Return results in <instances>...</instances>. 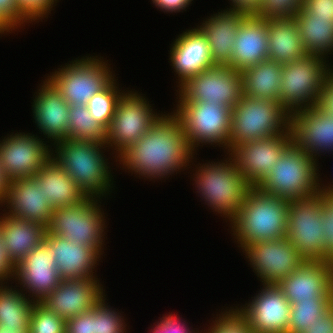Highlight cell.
Returning a JSON list of instances; mask_svg holds the SVG:
<instances>
[{
	"label": "cell",
	"instance_id": "obj_41",
	"mask_svg": "<svg viewBox=\"0 0 333 333\" xmlns=\"http://www.w3.org/2000/svg\"><path fill=\"white\" fill-rule=\"evenodd\" d=\"M20 12V26L46 18L58 0H16Z\"/></svg>",
	"mask_w": 333,
	"mask_h": 333
},
{
	"label": "cell",
	"instance_id": "obj_23",
	"mask_svg": "<svg viewBox=\"0 0 333 333\" xmlns=\"http://www.w3.org/2000/svg\"><path fill=\"white\" fill-rule=\"evenodd\" d=\"M37 92L32 110L41 134L43 132L45 138L53 143L67 139L70 105L47 78Z\"/></svg>",
	"mask_w": 333,
	"mask_h": 333
},
{
	"label": "cell",
	"instance_id": "obj_32",
	"mask_svg": "<svg viewBox=\"0 0 333 333\" xmlns=\"http://www.w3.org/2000/svg\"><path fill=\"white\" fill-rule=\"evenodd\" d=\"M293 18L305 52L326 60L333 52V17H312L302 7Z\"/></svg>",
	"mask_w": 333,
	"mask_h": 333
},
{
	"label": "cell",
	"instance_id": "obj_11",
	"mask_svg": "<svg viewBox=\"0 0 333 333\" xmlns=\"http://www.w3.org/2000/svg\"><path fill=\"white\" fill-rule=\"evenodd\" d=\"M321 214L322 192L289 201L286 237L305 261H323L325 241Z\"/></svg>",
	"mask_w": 333,
	"mask_h": 333
},
{
	"label": "cell",
	"instance_id": "obj_39",
	"mask_svg": "<svg viewBox=\"0 0 333 333\" xmlns=\"http://www.w3.org/2000/svg\"><path fill=\"white\" fill-rule=\"evenodd\" d=\"M228 311H221L208 327V331L203 333H251L247 325L246 319L237 311V309L230 307ZM201 333V332H200Z\"/></svg>",
	"mask_w": 333,
	"mask_h": 333
},
{
	"label": "cell",
	"instance_id": "obj_55",
	"mask_svg": "<svg viewBox=\"0 0 333 333\" xmlns=\"http://www.w3.org/2000/svg\"><path fill=\"white\" fill-rule=\"evenodd\" d=\"M156 326V327H155ZM153 326V329H151L150 332L153 333H168L166 330H164L158 323Z\"/></svg>",
	"mask_w": 333,
	"mask_h": 333
},
{
	"label": "cell",
	"instance_id": "obj_34",
	"mask_svg": "<svg viewBox=\"0 0 333 333\" xmlns=\"http://www.w3.org/2000/svg\"><path fill=\"white\" fill-rule=\"evenodd\" d=\"M67 139L106 143L107 130L90 114L86 105H70Z\"/></svg>",
	"mask_w": 333,
	"mask_h": 333
},
{
	"label": "cell",
	"instance_id": "obj_17",
	"mask_svg": "<svg viewBox=\"0 0 333 333\" xmlns=\"http://www.w3.org/2000/svg\"><path fill=\"white\" fill-rule=\"evenodd\" d=\"M261 293L236 307L251 333H288L291 304L276 284H262ZM247 305V306H246Z\"/></svg>",
	"mask_w": 333,
	"mask_h": 333
},
{
	"label": "cell",
	"instance_id": "obj_37",
	"mask_svg": "<svg viewBox=\"0 0 333 333\" xmlns=\"http://www.w3.org/2000/svg\"><path fill=\"white\" fill-rule=\"evenodd\" d=\"M66 321L41 302H35L28 333H65Z\"/></svg>",
	"mask_w": 333,
	"mask_h": 333
},
{
	"label": "cell",
	"instance_id": "obj_24",
	"mask_svg": "<svg viewBox=\"0 0 333 333\" xmlns=\"http://www.w3.org/2000/svg\"><path fill=\"white\" fill-rule=\"evenodd\" d=\"M170 48V62L178 74V87L187 79L213 65L206 37L198 28L183 31Z\"/></svg>",
	"mask_w": 333,
	"mask_h": 333
},
{
	"label": "cell",
	"instance_id": "obj_53",
	"mask_svg": "<svg viewBox=\"0 0 333 333\" xmlns=\"http://www.w3.org/2000/svg\"><path fill=\"white\" fill-rule=\"evenodd\" d=\"M12 30L13 29L0 17V35L3 33L6 34Z\"/></svg>",
	"mask_w": 333,
	"mask_h": 333
},
{
	"label": "cell",
	"instance_id": "obj_28",
	"mask_svg": "<svg viewBox=\"0 0 333 333\" xmlns=\"http://www.w3.org/2000/svg\"><path fill=\"white\" fill-rule=\"evenodd\" d=\"M0 217V234L4 240L6 251L15 265L45 237L47 228L37 222L20 219L5 213Z\"/></svg>",
	"mask_w": 333,
	"mask_h": 333
},
{
	"label": "cell",
	"instance_id": "obj_8",
	"mask_svg": "<svg viewBox=\"0 0 333 333\" xmlns=\"http://www.w3.org/2000/svg\"><path fill=\"white\" fill-rule=\"evenodd\" d=\"M98 201L87 197L80 204L53 209L47 232L92 247L102 255L106 221Z\"/></svg>",
	"mask_w": 333,
	"mask_h": 333
},
{
	"label": "cell",
	"instance_id": "obj_3",
	"mask_svg": "<svg viewBox=\"0 0 333 333\" xmlns=\"http://www.w3.org/2000/svg\"><path fill=\"white\" fill-rule=\"evenodd\" d=\"M52 145L55 150L52 149L51 158L75 181L86 197L101 199L111 192L113 176L108 159H104L105 143L65 139Z\"/></svg>",
	"mask_w": 333,
	"mask_h": 333
},
{
	"label": "cell",
	"instance_id": "obj_18",
	"mask_svg": "<svg viewBox=\"0 0 333 333\" xmlns=\"http://www.w3.org/2000/svg\"><path fill=\"white\" fill-rule=\"evenodd\" d=\"M98 278L62 279L41 303L65 321L90 311L106 296Z\"/></svg>",
	"mask_w": 333,
	"mask_h": 333
},
{
	"label": "cell",
	"instance_id": "obj_47",
	"mask_svg": "<svg viewBox=\"0 0 333 333\" xmlns=\"http://www.w3.org/2000/svg\"><path fill=\"white\" fill-rule=\"evenodd\" d=\"M16 265L13 263L9 257L3 238L0 234V283H3L4 280L10 281L15 277ZM13 276V277H12Z\"/></svg>",
	"mask_w": 333,
	"mask_h": 333
},
{
	"label": "cell",
	"instance_id": "obj_25",
	"mask_svg": "<svg viewBox=\"0 0 333 333\" xmlns=\"http://www.w3.org/2000/svg\"><path fill=\"white\" fill-rule=\"evenodd\" d=\"M44 242L51 250L62 279L95 277L93 269L97 267L96 265L101 259V255L95 249L78 245L67 238L50 234L47 231Z\"/></svg>",
	"mask_w": 333,
	"mask_h": 333
},
{
	"label": "cell",
	"instance_id": "obj_52",
	"mask_svg": "<svg viewBox=\"0 0 333 333\" xmlns=\"http://www.w3.org/2000/svg\"><path fill=\"white\" fill-rule=\"evenodd\" d=\"M10 180L6 177V173L2 169L0 163V204L3 201L6 191L8 190Z\"/></svg>",
	"mask_w": 333,
	"mask_h": 333
},
{
	"label": "cell",
	"instance_id": "obj_35",
	"mask_svg": "<svg viewBox=\"0 0 333 333\" xmlns=\"http://www.w3.org/2000/svg\"><path fill=\"white\" fill-rule=\"evenodd\" d=\"M333 305V298H314L291 304L288 333H304Z\"/></svg>",
	"mask_w": 333,
	"mask_h": 333
},
{
	"label": "cell",
	"instance_id": "obj_12",
	"mask_svg": "<svg viewBox=\"0 0 333 333\" xmlns=\"http://www.w3.org/2000/svg\"><path fill=\"white\" fill-rule=\"evenodd\" d=\"M149 103L136 91H125L119 97L105 143L112 150L114 147L118 153L115 156L138 141L163 116L157 115Z\"/></svg>",
	"mask_w": 333,
	"mask_h": 333
},
{
	"label": "cell",
	"instance_id": "obj_14",
	"mask_svg": "<svg viewBox=\"0 0 333 333\" xmlns=\"http://www.w3.org/2000/svg\"><path fill=\"white\" fill-rule=\"evenodd\" d=\"M242 250L263 284H276L297 270L305 261L287 237L254 242Z\"/></svg>",
	"mask_w": 333,
	"mask_h": 333
},
{
	"label": "cell",
	"instance_id": "obj_50",
	"mask_svg": "<svg viewBox=\"0 0 333 333\" xmlns=\"http://www.w3.org/2000/svg\"><path fill=\"white\" fill-rule=\"evenodd\" d=\"M231 8L227 10L236 11L250 15H257L260 9L261 0H230Z\"/></svg>",
	"mask_w": 333,
	"mask_h": 333
},
{
	"label": "cell",
	"instance_id": "obj_48",
	"mask_svg": "<svg viewBox=\"0 0 333 333\" xmlns=\"http://www.w3.org/2000/svg\"><path fill=\"white\" fill-rule=\"evenodd\" d=\"M175 314L170 313L169 315H164L159 322H157L166 332L168 333H200L197 330L189 329L185 323H181V319ZM180 319V320H179Z\"/></svg>",
	"mask_w": 333,
	"mask_h": 333
},
{
	"label": "cell",
	"instance_id": "obj_7",
	"mask_svg": "<svg viewBox=\"0 0 333 333\" xmlns=\"http://www.w3.org/2000/svg\"><path fill=\"white\" fill-rule=\"evenodd\" d=\"M327 62L321 57L307 54L301 59L282 64L279 102L289 114L317 104L323 81L332 68Z\"/></svg>",
	"mask_w": 333,
	"mask_h": 333
},
{
	"label": "cell",
	"instance_id": "obj_10",
	"mask_svg": "<svg viewBox=\"0 0 333 333\" xmlns=\"http://www.w3.org/2000/svg\"><path fill=\"white\" fill-rule=\"evenodd\" d=\"M97 57L85 56L72 60L70 64L61 66L58 71L47 76L69 105H87L93 95L115 78L108 62H103V57Z\"/></svg>",
	"mask_w": 333,
	"mask_h": 333
},
{
	"label": "cell",
	"instance_id": "obj_56",
	"mask_svg": "<svg viewBox=\"0 0 333 333\" xmlns=\"http://www.w3.org/2000/svg\"><path fill=\"white\" fill-rule=\"evenodd\" d=\"M0 333H14V332L0 328Z\"/></svg>",
	"mask_w": 333,
	"mask_h": 333
},
{
	"label": "cell",
	"instance_id": "obj_43",
	"mask_svg": "<svg viewBox=\"0 0 333 333\" xmlns=\"http://www.w3.org/2000/svg\"><path fill=\"white\" fill-rule=\"evenodd\" d=\"M65 333H96L95 306L90 311L66 320Z\"/></svg>",
	"mask_w": 333,
	"mask_h": 333
},
{
	"label": "cell",
	"instance_id": "obj_33",
	"mask_svg": "<svg viewBox=\"0 0 333 333\" xmlns=\"http://www.w3.org/2000/svg\"><path fill=\"white\" fill-rule=\"evenodd\" d=\"M4 284L0 283V328L14 333H28L35 302L22 290Z\"/></svg>",
	"mask_w": 333,
	"mask_h": 333
},
{
	"label": "cell",
	"instance_id": "obj_46",
	"mask_svg": "<svg viewBox=\"0 0 333 333\" xmlns=\"http://www.w3.org/2000/svg\"><path fill=\"white\" fill-rule=\"evenodd\" d=\"M303 8L312 17H333V0H304Z\"/></svg>",
	"mask_w": 333,
	"mask_h": 333
},
{
	"label": "cell",
	"instance_id": "obj_4",
	"mask_svg": "<svg viewBox=\"0 0 333 333\" xmlns=\"http://www.w3.org/2000/svg\"><path fill=\"white\" fill-rule=\"evenodd\" d=\"M317 166L316 160L292 142L256 187L288 201L312 197L322 192Z\"/></svg>",
	"mask_w": 333,
	"mask_h": 333
},
{
	"label": "cell",
	"instance_id": "obj_42",
	"mask_svg": "<svg viewBox=\"0 0 333 333\" xmlns=\"http://www.w3.org/2000/svg\"><path fill=\"white\" fill-rule=\"evenodd\" d=\"M323 261L333 263V201L322 192Z\"/></svg>",
	"mask_w": 333,
	"mask_h": 333
},
{
	"label": "cell",
	"instance_id": "obj_2",
	"mask_svg": "<svg viewBox=\"0 0 333 333\" xmlns=\"http://www.w3.org/2000/svg\"><path fill=\"white\" fill-rule=\"evenodd\" d=\"M288 212V200L252 187L230 223L238 247L286 237Z\"/></svg>",
	"mask_w": 333,
	"mask_h": 333
},
{
	"label": "cell",
	"instance_id": "obj_21",
	"mask_svg": "<svg viewBox=\"0 0 333 333\" xmlns=\"http://www.w3.org/2000/svg\"><path fill=\"white\" fill-rule=\"evenodd\" d=\"M289 129L292 142L314 160L319 153L333 152V116L316 106L290 114Z\"/></svg>",
	"mask_w": 333,
	"mask_h": 333
},
{
	"label": "cell",
	"instance_id": "obj_26",
	"mask_svg": "<svg viewBox=\"0 0 333 333\" xmlns=\"http://www.w3.org/2000/svg\"><path fill=\"white\" fill-rule=\"evenodd\" d=\"M247 16V14L226 9L203 20L202 25L197 26L207 39L213 65L229 66L231 64L237 31Z\"/></svg>",
	"mask_w": 333,
	"mask_h": 333
},
{
	"label": "cell",
	"instance_id": "obj_44",
	"mask_svg": "<svg viewBox=\"0 0 333 333\" xmlns=\"http://www.w3.org/2000/svg\"><path fill=\"white\" fill-rule=\"evenodd\" d=\"M319 110L333 116V72L324 79L319 99L315 105Z\"/></svg>",
	"mask_w": 333,
	"mask_h": 333
},
{
	"label": "cell",
	"instance_id": "obj_31",
	"mask_svg": "<svg viewBox=\"0 0 333 333\" xmlns=\"http://www.w3.org/2000/svg\"><path fill=\"white\" fill-rule=\"evenodd\" d=\"M242 95L248 98L279 101L282 64L266 59L241 71Z\"/></svg>",
	"mask_w": 333,
	"mask_h": 333
},
{
	"label": "cell",
	"instance_id": "obj_54",
	"mask_svg": "<svg viewBox=\"0 0 333 333\" xmlns=\"http://www.w3.org/2000/svg\"><path fill=\"white\" fill-rule=\"evenodd\" d=\"M321 191L326 195V196H328L329 194H332L333 193V185H327V186H325L324 184H323V186L321 187Z\"/></svg>",
	"mask_w": 333,
	"mask_h": 333
},
{
	"label": "cell",
	"instance_id": "obj_20",
	"mask_svg": "<svg viewBox=\"0 0 333 333\" xmlns=\"http://www.w3.org/2000/svg\"><path fill=\"white\" fill-rule=\"evenodd\" d=\"M276 285L290 304L314 298H333V263L304 261Z\"/></svg>",
	"mask_w": 333,
	"mask_h": 333
},
{
	"label": "cell",
	"instance_id": "obj_40",
	"mask_svg": "<svg viewBox=\"0 0 333 333\" xmlns=\"http://www.w3.org/2000/svg\"><path fill=\"white\" fill-rule=\"evenodd\" d=\"M304 0H261L257 17L292 18L303 7Z\"/></svg>",
	"mask_w": 333,
	"mask_h": 333
},
{
	"label": "cell",
	"instance_id": "obj_1",
	"mask_svg": "<svg viewBox=\"0 0 333 333\" xmlns=\"http://www.w3.org/2000/svg\"><path fill=\"white\" fill-rule=\"evenodd\" d=\"M193 155L182 122L173 113H165L138 141L117 156L116 162L119 161L123 169L151 180L177 174L189 166Z\"/></svg>",
	"mask_w": 333,
	"mask_h": 333
},
{
	"label": "cell",
	"instance_id": "obj_5",
	"mask_svg": "<svg viewBox=\"0 0 333 333\" xmlns=\"http://www.w3.org/2000/svg\"><path fill=\"white\" fill-rule=\"evenodd\" d=\"M228 156L223 160L225 162L199 164L194 181L202 200L231 222L252 186L239 172L233 158Z\"/></svg>",
	"mask_w": 333,
	"mask_h": 333
},
{
	"label": "cell",
	"instance_id": "obj_27",
	"mask_svg": "<svg viewBox=\"0 0 333 333\" xmlns=\"http://www.w3.org/2000/svg\"><path fill=\"white\" fill-rule=\"evenodd\" d=\"M268 59V24L256 15L247 16L237 31L231 68L242 71Z\"/></svg>",
	"mask_w": 333,
	"mask_h": 333
},
{
	"label": "cell",
	"instance_id": "obj_36",
	"mask_svg": "<svg viewBox=\"0 0 333 333\" xmlns=\"http://www.w3.org/2000/svg\"><path fill=\"white\" fill-rule=\"evenodd\" d=\"M115 81L114 78L103 90L93 95L86 105L90 114L106 130L111 125L118 99L124 92L119 90Z\"/></svg>",
	"mask_w": 333,
	"mask_h": 333
},
{
	"label": "cell",
	"instance_id": "obj_51",
	"mask_svg": "<svg viewBox=\"0 0 333 333\" xmlns=\"http://www.w3.org/2000/svg\"><path fill=\"white\" fill-rule=\"evenodd\" d=\"M193 0H152L153 4L162 11L174 13L181 12L185 10L188 5L191 4Z\"/></svg>",
	"mask_w": 333,
	"mask_h": 333
},
{
	"label": "cell",
	"instance_id": "obj_22",
	"mask_svg": "<svg viewBox=\"0 0 333 333\" xmlns=\"http://www.w3.org/2000/svg\"><path fill=\"white\" fill-rule=\"evenodd\" d=\"M3 204L8 206L7 215L37 222L46 228L51 221L53 209L34 176L11 180L0 205Z\"/></svg>",
	"mask_w": 333,
	"mask_h": 333
},
{
	"label": "cell",
	"instance_id": "obj_13",
	"mask_svg": "<svg viewBox=\"0 0 333 333\" xmlns=\"http://www.w3.org/2000/svg\"><path fill=\"white\" fill-rule=\"evenodd\" d=\"M178 90V102H213L233 108L242 96L241 71L214 65L187 79Z\"/></svg>",
	"mask_w": 333,
	"mask_h": 333
},
{
	"label": "cell",
	"instance_id": "obj_6",
	"mask_svg": "<svg viewBox=\"0 0 333 333\" xmlns=\"http://www.w3.org/2000/svg\"><path fill=\"white\" fill-rule=\"evenodd\" d=\"M290 114L279 101L244 95L231 110L228 153L238 144L280 135L289 130Z\"/></svg>",
	"mask_w": 333,
	"mask_h": 333
},
{
	"label": "cell",
	"instance_id": "obj_30",
	"mask_svg": "<svg viewBox=\"0 0 333 333\" xmlns=\"http://www.w3.org/2000/svg\"><path fill=\"white\" fill-rule=\"evenodd\" d=\"M268 59L280 64L293 62L307 55L295 19L269 18Z\"/></svg>",
	"mask_w": 333,
	"mask_h": 333
},
{
	"label": "cell",
	"instance_id": "obj_38",
	"mask_svg": "<svg viewBox=\"0 0 333 333\" xmlns=\"http://www.w3.org/2000/svg\"><path fill=\"white\" fill-rule=\"evenodd\" d=\"M104 296L95 305V328L96 333H126V324L123 316H120L116 310H112L108 303L106 304ZM118 312V313H117ZM126 330V331H125Z\"/></svg>",
	"mask_w": 333,
	"mask_h": 333
},
{
	"label": "cell",
	"instance_id": "obj_45",
	"mask_svg": "<svg viewBox=\"0 0 333 333\" xmlns=\"http://www.w3.org/2000/svg\"><path fill=\"white\" fill-rule=\"evenodd\" d=\"M0 17L13 29L20 27V12L16 0H0Z\"/></svg>",
	"mask_w": 333,
	"mask_h": 333
},
{
	"label": "cell",
	"instance_id": "obj_19",
	"mask_svg": "<svg viewBox=\"0 0 333 333\" xmlns=\"http://www.w3.org/2000/svg\"><path fill=\"white\" fill-rule=\"evenodd\" d=\"M15 281L34 302L43 301L62 280L49 246L43 241L16 265ZM31 293V294H30ZM31 295V296H30ZM35 297V298H34Z\"/></svg>",
	"mask_w": 333,
	"mask_h": 333
},
{
	"label": "cell",
	"instance_id": "obj_16",
	"mask_svg": "<svg viewBox=\"0 0 333 333\" xmlns=\"http://www.w3.org/2000/svg\"><path fill=\"white\" fill-rule=\"evenodd\" d=\"M291 143L292 135L289 129L280 135L240 143L229 155L247 182L256 187L269 174Z\"/></svg>",
	"mask_w": 333,
	"mask_h": 333
},
{
	"label": "cell",
	"instance_id": "obj_49",
	"mask_svg": "<svg viewBox=\"0 0 333 333\" xmlns=\"http://www.w3.org/2000/svg\"><path fill=\"white\" fill-rule=\"evenodd\" d=\"M304 333H333V305L308 326Z\"/></svg>",
	"mask_w": 333,
	"mask_h": 333
},
{
	"label": "cell",
	"instance_id": "obj_9",
	"mask_svg": "<svg viewBox=\"0 0 333 333\" xmlns=\"http://www.w3.org/2000/svg\"><path fill=\"white\" fill-rule=\"evenodd\" d=\"M172 112L181 122L186 139L196 151L200 144L221 145L228 151L232 108L213 102H178ZM217 144V145H216ZM196 147V148H195Z\"/></svg>",
	"mask_w": 333,
	"mask_h": 333
},
{
	"label": "cell",
	"instance_id": "obj_15",
	"mask_svg": "<svg viewBox=\"0 0 333 333\" xmlns=\"http://www.w3.org/2000/svg\"><path fill=\"white\" fill-rule=\"evenodd\" d=\"M43 140L20 132L0 141V163L10 181L35 176L51 158V145Z\"/></svg>",
	"mask_w": 333,
	"mask_h": 333
},
{
	"label": "cell",
	"instance_id": "obj_57",
	"mask_svg": "<svg viewBox=\"0 0 333 333\" xmlns=\"http://www.w3.org/2000/svg\"><path fill=\"white\" fill-rule=\"evenodd\" d=\"M328 197L333 201V193L329 194Z\"/></svg>",
	"mask_w": 333,
	"mask_h": 333
},
{
	"label": "cell",
	"instance_id": "obj_29",
	"mask_svg": "<svg viewBox=\"0 0 333 333\" xmlns=\"http://www.w3.org/2000/svg\"><path fill=\"white\" fill-rule=\"evenodd\" d=\"M34 177L52 209L80 204L87 198L75 181L52 158Z\"/></svg>",
	"mask_w": 333,
	"mask_h": 333
}]
</instances>
